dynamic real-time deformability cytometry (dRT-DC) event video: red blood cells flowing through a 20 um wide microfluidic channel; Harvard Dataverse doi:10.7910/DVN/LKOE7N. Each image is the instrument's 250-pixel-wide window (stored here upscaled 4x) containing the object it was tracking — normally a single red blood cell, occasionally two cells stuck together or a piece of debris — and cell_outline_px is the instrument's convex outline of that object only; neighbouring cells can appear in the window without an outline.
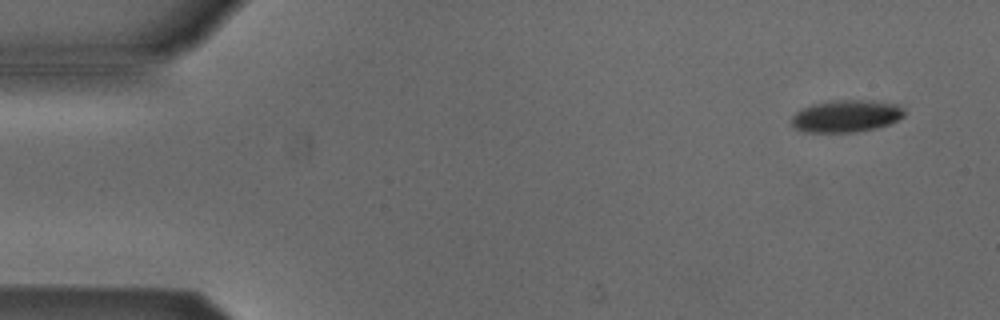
{"species": "Egyptian fruit bat (a non-hibernating species)", "species_latin": "Rousettus aegyptiacus", "temperature_condition": "cold", "stored_images_in_passage": 4, "camera_frame_rate_fps": 3000, "um_per_image_px": 0.085, "animal": {"sex": "male"}, "frame": {"image": 1, "passage_image": 1, "time_ms": 0.0, "image_size_px": [1000, 320], "cell_outline_px": [[904, 116], [888, 124], [876, 128], [856, 132], [804, 132], [796, 128], [792, 124], [792, 116], [796, 112], [812, 104], [836, 100], [872, 100], [896, 104], [904, 108]], "centroid_in_image_um": [71.94, 9.86], "position_along_channel_um": 13.1, "area_um2": 21.04}}
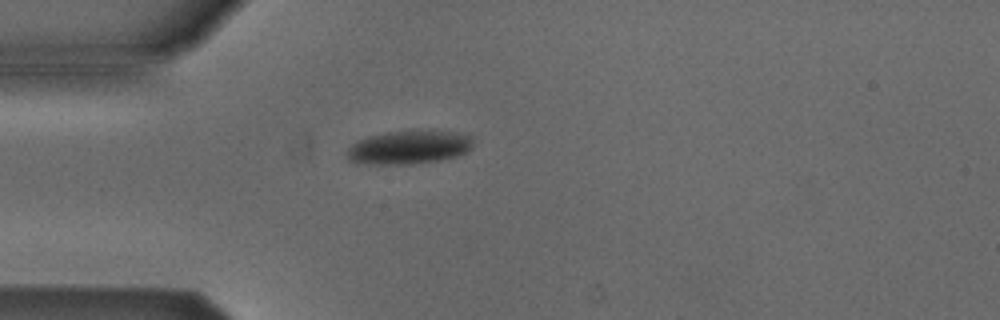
{"frame": {"image": 2, "passage_image": 4, "time_ms": 3.667, "image_size_px": [1000, 320], "cell_outline_px": [[472, 148], [468, 152], [460, 156], [412, 164], [356, 164], [348, 160], [344, 152], [356, 140], [368, 136], [388, 132], [456, 132], [472, 136]], "centroid_in_image_um": [34.7, 12.55], "position_along_channel_um": 50.3, "area_um2": 24.62}}